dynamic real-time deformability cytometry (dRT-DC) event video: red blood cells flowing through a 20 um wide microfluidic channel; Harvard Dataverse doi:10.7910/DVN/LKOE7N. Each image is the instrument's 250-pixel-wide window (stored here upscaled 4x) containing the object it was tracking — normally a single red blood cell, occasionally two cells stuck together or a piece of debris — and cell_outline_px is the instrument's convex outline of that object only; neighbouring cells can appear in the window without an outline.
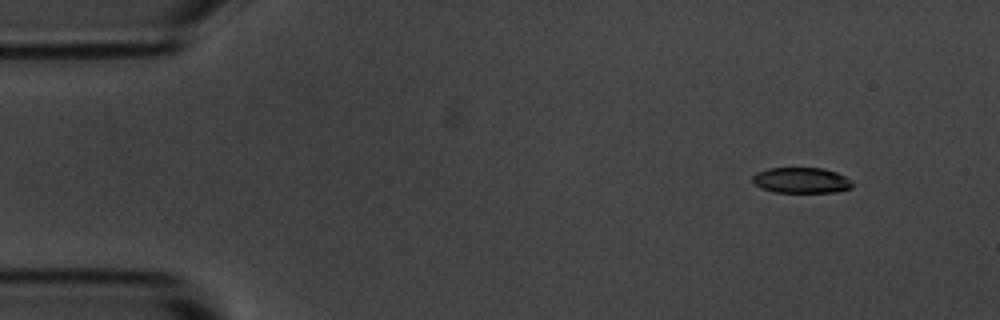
{"species": "common noctule bat (a hibernating species)", "species_latin": "Nyctalus noctula", "temperature_condition": "room temperature", "stored_images_in_passage": 5, "camera_frame_rate_fps": 3000, "um_per_image_px": 0.085, "animal": {"sex": "male", "body_mass_g": 20.1, "forearm_length_mm": 53.5}, "frame": {"image": 1, "passage_image": 2, "time_ms": 1.0, "image_size_px": [1000, 320], "cell_outline_px": [[852, 188], [836, 192], [776, 192], [760, 188], [752, 180], [752, 176], [756, 172], [768, 168], [824, 168], [836, 172], [852, 180]], "centroid_in_image_um": [68.11, 15.32], "position_along_channel_um": 16.9, "area_um2": 14.97}}
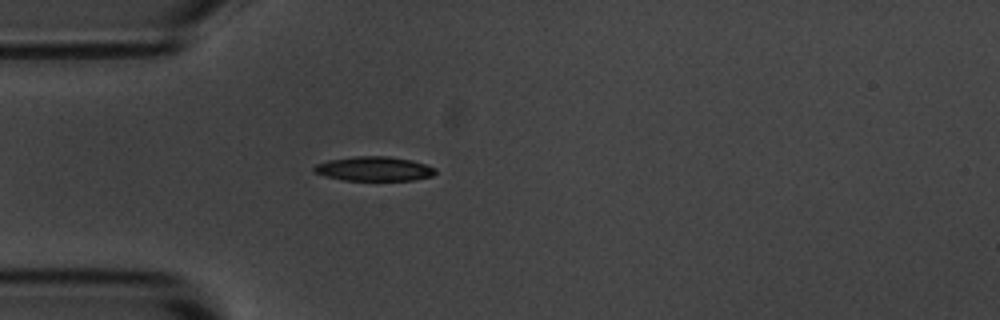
{"frame": {"image": 2, "passage_image": 5, "time_ms": 4.333, "image_size_px": [1000, 320], "cell_outline_px": [[436, 172], [432, 176], [412, 180], [344, 180], [324, 176], [312, 172], [312, 168], [316, 164], [328, 160], [356, 156], [388, 156], [412, 160], [436, 168]], "centroid_in_image_um": [31.76, 14.34], "position_along_channel_um": 53.2, "area_um2": 17.28}}